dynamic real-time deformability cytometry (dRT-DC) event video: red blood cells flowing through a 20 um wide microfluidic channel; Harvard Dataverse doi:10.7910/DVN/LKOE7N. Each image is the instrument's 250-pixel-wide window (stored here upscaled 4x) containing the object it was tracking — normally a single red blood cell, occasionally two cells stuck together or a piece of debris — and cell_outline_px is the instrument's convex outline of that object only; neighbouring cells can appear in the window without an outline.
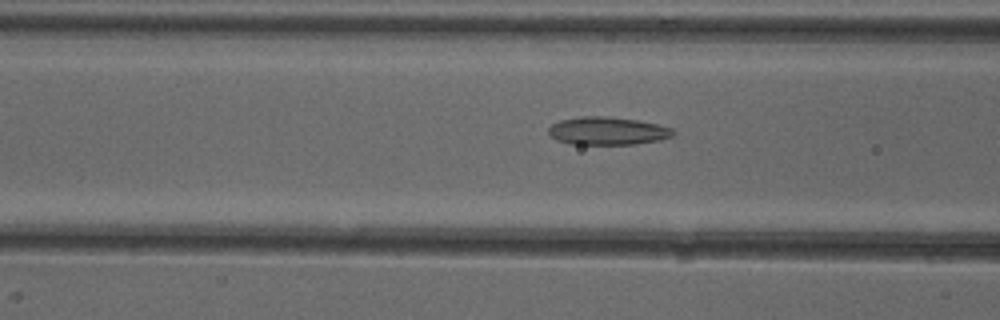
{"species": "common noctule bat (a hibernating species)", "species_latin": "Nyctalus noctula", "temperature_condition": "cold", "stored_images_in_passage": 48, "camera_frame_rate_fps": 3000, "um_per_image_px": 0.085, "animal": {"sex": "female"}, "frame": {"image": 1, "passage_image": 17, "time_ms": 5.333, "image_size_px": [1000, 320], "cell_outline_px": [[676, 132], [672, 136], [660, 140], [632, 144], [572, 144], [556, 140], [548, 132], [548, 128], [552, 124], [560, 120], [580, 116], [608, 116], [636, 120], [656, 124], [672, 128]], "centroid_in_image_um": [51.63, 11.12], "position_along_channel_um": 115.0, "area_um2": 20.23}}
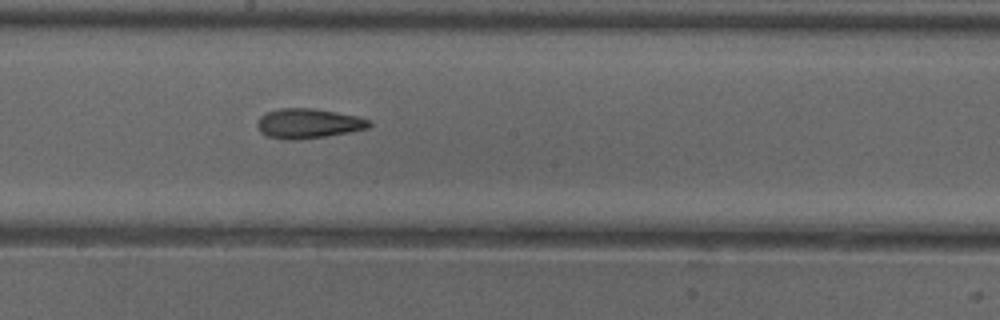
{"frame": {"image": 2, "passage_image": 25, "time_ms": 8.0, "image_size_px": [1000, 320], "cell_outline_px": [[372, 124], [368, 128], [348, 132], [324, 136], [296, 140], [288, 140], [268, 136], [260, 132], [256, 124], [260, 116], [264, 112], [280, 108], [312, 108], [356, 116], [372, 120]], "centroid_in_image_um": [26.17, 10.49], "position_along_channel_um": 222.0, "area_um2": 19.36}}
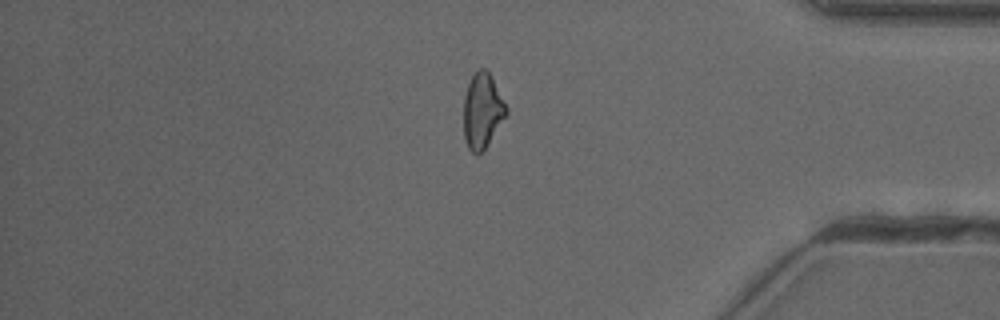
{"frame": {"image": 3, "passage_image": 40, "time_ms": 13.0, "image_size_px": [1000, 320], "cell_outline_px": [[508, 112], [484, 148], [476, 156], [468, 148], [464, 140], [464, 96], [468, 84], [472, 76], [480, 68], [484, 68], [492, 76], [508, 108]], "centroid_in_image_um": [40.99, 9.4], "position_along_channel_um": 394.2, "area_um2": 18.44}, "authors_computed_cell_mechanics": {"area_um2": 19.4208, "velocity_mm_per_s": 3.9934, "shape_relaxation_time_tau1_ms": null, "shape_relaxation_time_tau2_ms": 3.3407, "deformation_change_tau1": null, "deformation_change_tau2": 0.1262}}